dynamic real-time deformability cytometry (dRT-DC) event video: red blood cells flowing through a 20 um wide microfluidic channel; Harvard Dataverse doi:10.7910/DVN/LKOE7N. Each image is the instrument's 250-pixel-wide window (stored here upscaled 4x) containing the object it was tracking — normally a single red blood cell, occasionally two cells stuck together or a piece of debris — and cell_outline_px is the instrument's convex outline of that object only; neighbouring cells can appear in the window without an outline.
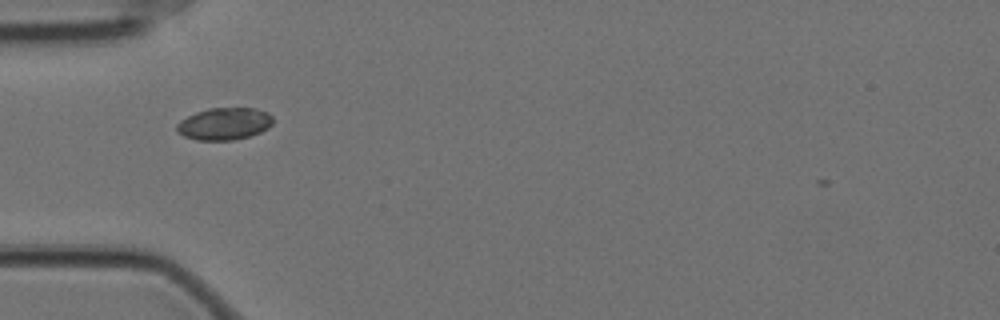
{"species": "Egyptian fruit bat (a non-hibernating species)", "species_latin": "Rousettus aegyptiacus", "temperature_condition": "cold", "stored_images_in_passage": 42, "segment_of_instrument_passage": [1, 2], "camera_frame_rate_fps": 3000, "um_per_image_px": 0.085, "animal": {"sex": "female"}, "frame": {"image": 1, "passage_image": 1, "time_ms": 0.0, "image_size_px": [1000, 320], "cell_outline_px": [[272, 124], [268, 128], [260, 132], [248, 136], [232, 140], [196, 140], [184, 136], [176, 132], [176, 124], [180, 120], [196, 112], [208, 108], [256, 108], [268, 112], [272, 116]], "centroid_in_image_um": [19.05, 10.52], "position_along_channel_um": 66.0, "area_um2": 18.09}}
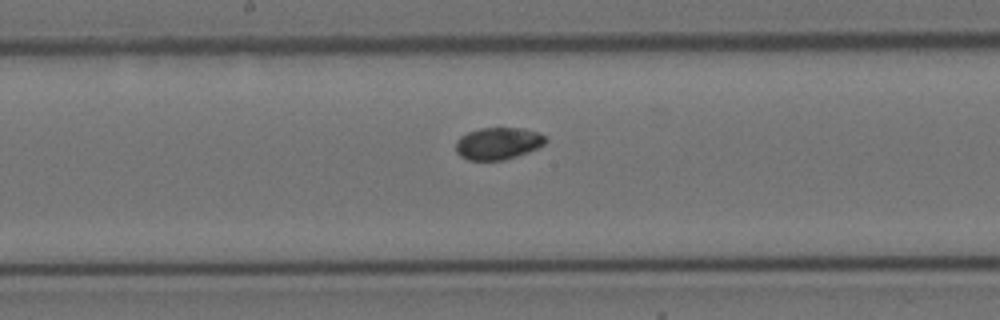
{"frame": {"image": 2, "passage_image": 13, "time_ms": 4.0, "image_size_px": [1000, 320], "cell_outline_px": [[548, 140], [544, 144], [528, 152], [504, 160], [468, 160], [460, 156], [456, 152], [456, 140], [460, 136], [468, 132], [480, 128], [524, 128], [540, 132]], "centroid_in_image_um": [42.33, 12.18], "position_along_channel_um": 205.9, "area_um2": 16.88}}
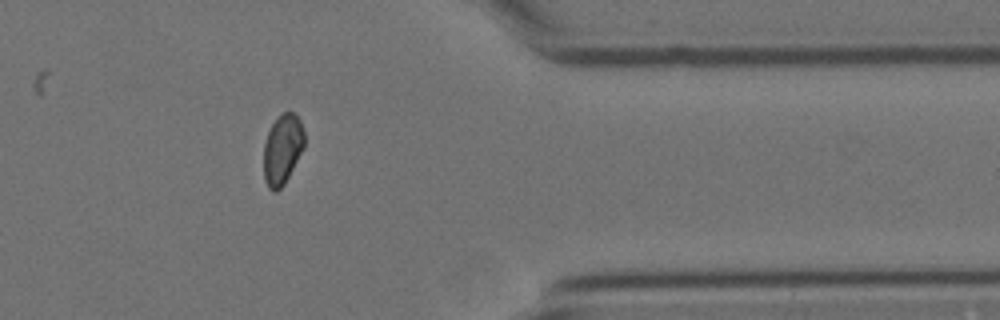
{"frame": {"image": 3, "passage_image": 30, "time_ms": 9.667, "image_size_px": [1000, 320], "cell_outline_px": [[304, 148], [284, 184], [276, 192], [272, 192], [268, 188], [264, 180], [264, 144], [268, 132], [272, 124], [284, 112], [292, 112], [300, 120], [304, 132]], "centroid_in_image_um": [24.0, 12.73], "position_along_channel_um": 387.4, "area_um2": 16.47}}